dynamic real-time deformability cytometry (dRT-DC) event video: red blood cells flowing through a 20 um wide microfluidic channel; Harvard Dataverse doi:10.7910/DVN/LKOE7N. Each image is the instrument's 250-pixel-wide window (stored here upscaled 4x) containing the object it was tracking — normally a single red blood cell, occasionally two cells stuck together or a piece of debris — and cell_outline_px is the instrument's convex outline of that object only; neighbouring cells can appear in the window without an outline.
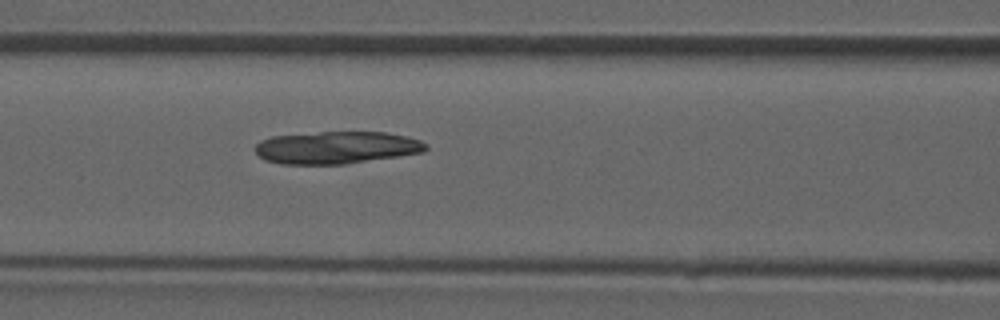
{"species": "common noctule bat (a hibernating species)", "species_latin": "Nyctalus noctula", "temperature_condition": "room temperature", "stored_images_in_passage": 26, "camera_frame_rate_fps": 3000, "um_per_image_px": 0.085, "animal": {"sex": "male", "forearm_length_mm": 52.5}, "frame": {"image": 1, "passage_image": 8, "time_ms": 2.333, "image_size_px": [1000, 320], "cell_outline_px": [[428, 148], [424, 152], [344, 164], [280, 164], [264, 160], [256, 152], [256, 144], [260, 140], [272, 136], [320, 132], [384, 132], [404, 136], [420, 140], [428, 144]], "centroid_in_image_um": [28.59, 12.54], "position_along_channel_um": 138.0, "area_um2": 32.14}}